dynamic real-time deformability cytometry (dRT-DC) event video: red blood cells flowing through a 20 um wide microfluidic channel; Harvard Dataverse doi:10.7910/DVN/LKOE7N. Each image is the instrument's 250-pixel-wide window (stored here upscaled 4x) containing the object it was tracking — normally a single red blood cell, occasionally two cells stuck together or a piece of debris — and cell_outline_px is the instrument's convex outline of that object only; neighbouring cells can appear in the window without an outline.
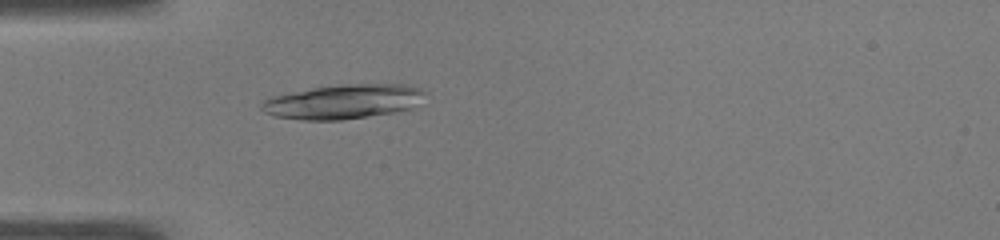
{"species": "common noctule bat (a hibernating species)", "species_latin": "Nyctalus noctula", "temperature_condition": "warm", "stored_images_in_passage": 49, "camera_frame_rate_fps": 3000, "um_per_image_px": 0.085, "animal": {"sex": "male", "body_mass_g": 19.0, "forearm_length_mm": 50.8}, "frame": {"image": 1, "passage_image": 15, "time_ms": 4.667, "image_size_px": [1000, 240], "cell_outline_px": [[428, 92], [412, 108], [392, 112], [368, 116], [340, 120], [300, 120], [276, 116], [264, 112], [260, 108], [260, 104], [268, 96], [312, 88], [344, 84], [408, 84], [420, 88]], "centroid_in_image_um": [29.15, 8.63], "position_along_channel_um": 55.8, "area_um2": 32.89}}
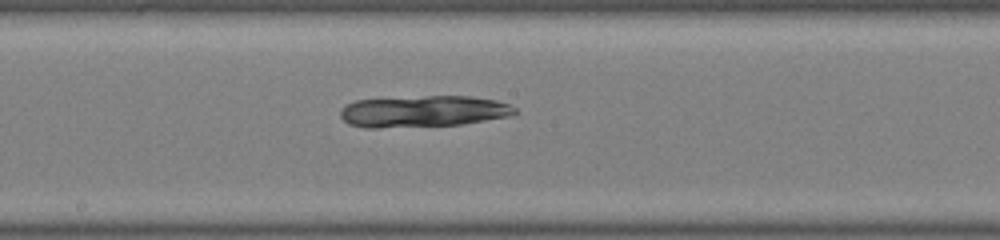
{"frame": {"image": 2, "passage_image": 27, "time_ms": 8.667, "image_size_px": [1000, 240], "cell_outline_px": [[516, 116], [464, 124], [380, 128], [364, 128], [348, 124], [340, 116], [340, 108], [344, 104], [356, 100], [424, 96], [472, 96], [496, 100], [508, 104], [516, 108]], "centroid_in_image_um": [36.0, 9.47], "position_along_channel_um": 212.2, "area_um2": 32.54}}
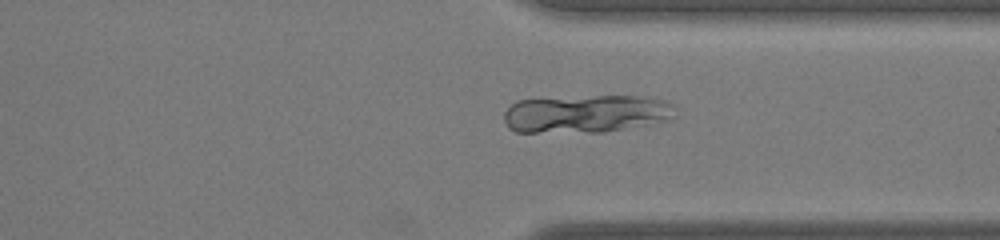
{"frame": {"image": 3, "passage_image": 38, "time_ms": 12.333, "image_size_px": [1000, 240], "cell_outline_px": [[672, 104], [668, 116], [664, 120], [604, 132], [516, 132], [508, 128], [504, 120], [504, 112], [516, 100], [596, 96], [648, 96], [668, 100]], "centroid_in_image_um": [49.72, 9.66], "position_along_channel_um": 361.7, "area_um2": 37.22}}